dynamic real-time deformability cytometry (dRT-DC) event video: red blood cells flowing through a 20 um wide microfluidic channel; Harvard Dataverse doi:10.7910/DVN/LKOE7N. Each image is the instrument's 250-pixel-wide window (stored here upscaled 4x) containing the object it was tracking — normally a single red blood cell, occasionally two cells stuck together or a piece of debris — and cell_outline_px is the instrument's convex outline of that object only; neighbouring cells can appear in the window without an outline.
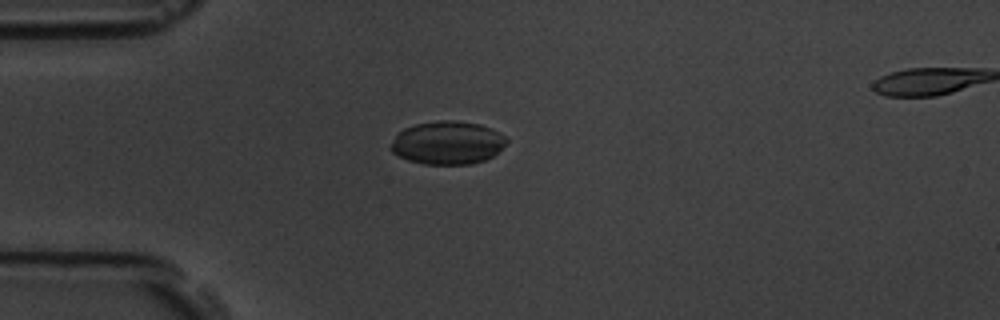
{"species": "common noctule bat (a hibernating species)", "species_latin": "Nyctalus noctula", "temperature_condition": "room temperature", "stored_images_in_passage": 6, "camera_frame_rate_fps": 3000, "um_per_image_px": 0.085, "animal": {"sex": "male", "body_mass_g": 19.5, "forearm_length_mm": 54.6}, "frame": {"image": 1, "passage_image": 5, "time_ms": 1.333, "image_size_px": [1000, 320], "cell_outline_px": [[508, 140], [492, 156], [484, 160], [472, 164], [424, 164], [408, 160], [392, 152], [388, 148], [396, 132], [404, 128], [416, 124], [440, 120], [456, 120], [480, 124], [504, 136]], "centroid_in_image_um": [37.97, 12.13], "position_along_channel_um": 47.0, "area_um2": 29.02}}